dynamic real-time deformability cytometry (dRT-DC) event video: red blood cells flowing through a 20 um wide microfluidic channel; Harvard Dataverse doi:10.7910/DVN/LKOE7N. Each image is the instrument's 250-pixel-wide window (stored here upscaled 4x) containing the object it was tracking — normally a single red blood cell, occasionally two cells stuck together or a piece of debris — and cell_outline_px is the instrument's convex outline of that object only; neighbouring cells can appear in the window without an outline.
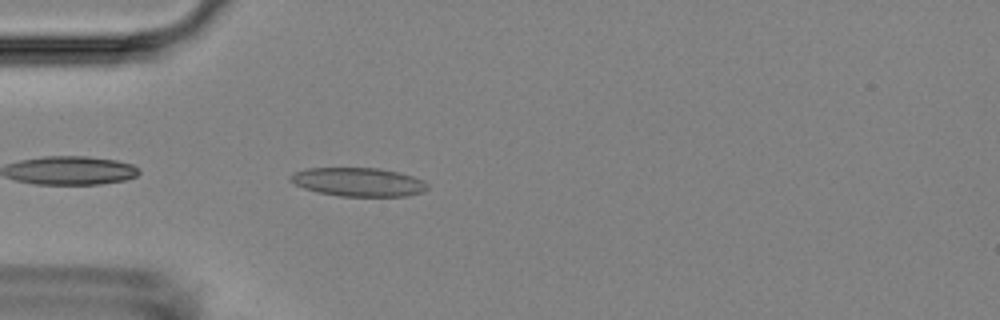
{"species": "Egyptian fruit bat (a non-hibernating species)", "species_latin": "Rousettus aegyptiacus", "temperature_condition": "room temperature", "stored_images_in_passage": 41, "camera_frame_rate_fps": 3000, "um_per_image_px": 0.085, "animal": {"sex": "female"}, "frame": {"image": 1, "passage_image": 2, "time_ms": 0.333, "image_size_px": [1000, 320], "cell_outline_px": [[428, 188], [424, 192], [404, 196], [340, 196], [316, 192], [304, 188], [288, 180], [288, 176], [296, 172], [308, 168], [380, 168], [400, 172], [424, 180], [428, 184]], "centroid_in_image_um": [30.48, 15.47], "position_along_channel_um": 54.5, "area_um2": 23.0}}
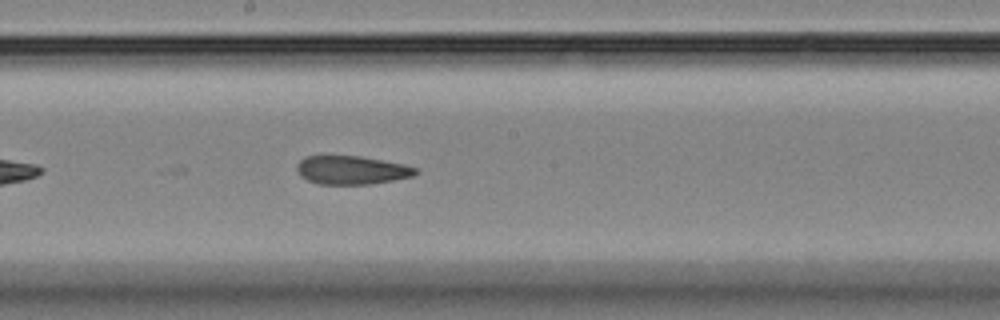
{"frame": {"image": 2, "passage_image": 16, "time_ms": 5.0, "image_size_px": [1000, 320], "cell_outline_px": [[420, 172], [412, 176], [392, 180], [368, 184], [316, 184], [300, 176], [296, 168], [296, 164], [304, 156], [360, 156], [404, 164], [416, 168]], "centroid_in_image_um": [29.86, 14.45], "position_along_channel_um": 218.3, "area_um2": 19.71}}
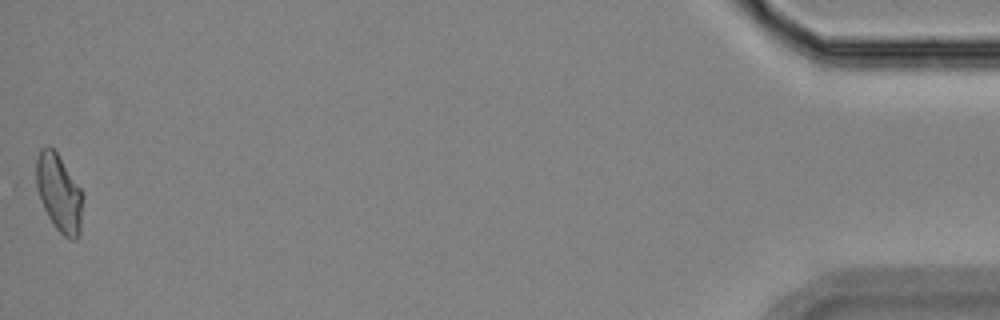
{"frame": {"image": 3, "passage_image": 41, "time_ms": 13.333, "image_size_px": [1000, 320], "cell_outline_px": [[80, 232], [76, 240], [72, 240], [64, 236], [56, 228], [48, 216], [40, 200], [36, 184], [36, 160], [40, 148], [48, 144], [56, 152], [80, 188]], "centroid_in_image_um": [4.96, 16.38], "position_along_channel_um": 430.2, "area_um2": 20.4}, "authors_computed_cell_mechanics": {"area_um2": 20.6346, "velocity_mm_per_s": 3.6384, "shape_relaxation_time_tau1_ms": null, "shape_relaxation_time_tau2_ms": 2.8472, "deformation_change_tau1": null, "deformation_change_tau2": 0.0933}}